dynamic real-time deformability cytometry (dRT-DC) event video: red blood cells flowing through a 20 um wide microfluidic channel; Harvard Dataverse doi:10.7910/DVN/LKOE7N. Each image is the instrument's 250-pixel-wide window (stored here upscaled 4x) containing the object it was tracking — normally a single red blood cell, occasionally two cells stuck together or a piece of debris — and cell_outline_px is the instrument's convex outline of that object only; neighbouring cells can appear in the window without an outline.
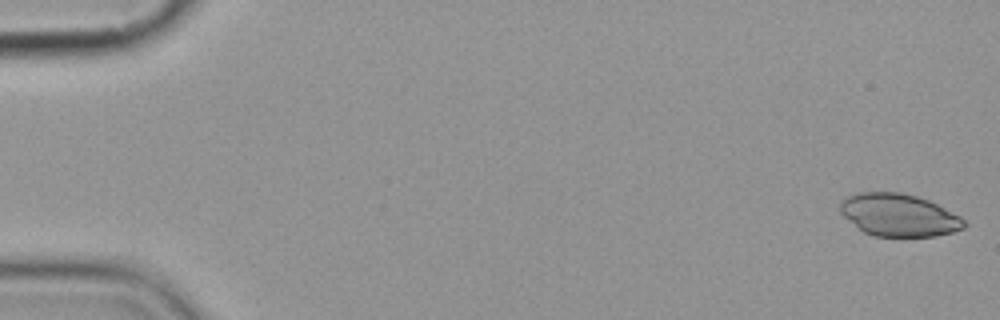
{"species": "common noctule bat (a hibernating species)", "species_latin": "Nyctalus noctula", "temperature_condition": "cold", "stored_images_in_passage": 10, "camera_frame_rate_fps": 3000, "um_per_image_px": 0.085, "animal": {"sex": "female", "body_mass_g": 19.9}, "frame": {"image": 1, "passage_image": 1, "time_ms": 0.0, "image_size_px": [1000, 320], "cell_outline_px": [[968, 224], [964, 228], [952, 232], [936, 236], [876, 236], [864, 232], [844, 216], [840, 212], [840, 200], [848, 196], [860, 192], [900, 192], [916, 196], [928, 200], [960, 216]], "centroid_in_image_um": [76.4, 18.28], "position_along_channel_um": 8.6, "area_um2": 30.52}}
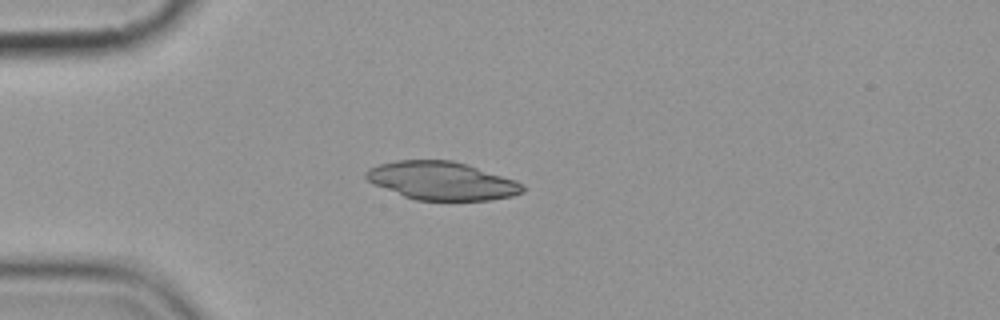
{"frame": {"image": 2, "passage_image": 5, "time_ms": 4.667, "image_size_px": [1000, 320], "cell_outline_px": [[524, 192], [512, 196], [492, 200], [416, 200], [404, 196], [372, 184], [364, 176], [364, 172], [368, 168], [380, 164], [396, 160], [452, 160], [516, 180], [524, 188]], "centroid_in_image_um": [37.51, 15.37], "position_along_channel_um": 47.5, "area_um2": 34.74}}